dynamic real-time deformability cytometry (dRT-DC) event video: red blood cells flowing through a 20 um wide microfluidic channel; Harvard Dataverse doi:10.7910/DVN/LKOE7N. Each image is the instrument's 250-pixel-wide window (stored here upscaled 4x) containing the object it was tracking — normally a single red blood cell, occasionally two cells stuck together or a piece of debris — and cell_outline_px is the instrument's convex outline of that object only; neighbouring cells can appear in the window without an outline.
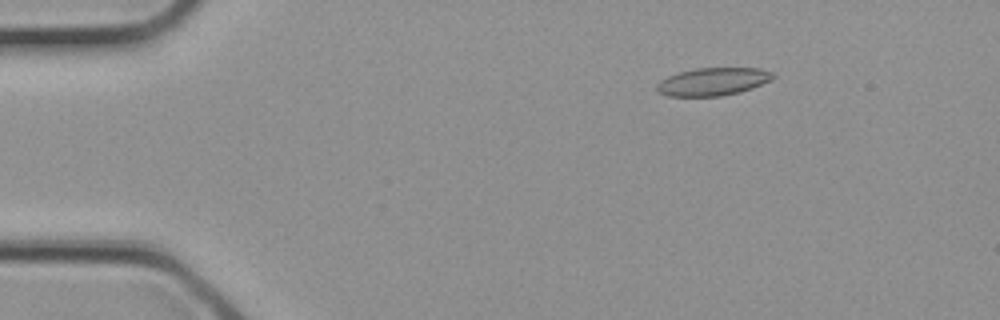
{"species": "common noctule bat (a hibernating species)", "species_latin": "Nyctalus noctula", "temperature_condition": "cold", "stored_images_in_passage": 31, "camera_frame_rate_fps": 3000, "um_per_image_px": 0.085, "animal": {"sex": "female", "body_mass_g": 21.9}, "frame": {"image": 1, "passage_image": 5, "time_ms": 1.333, "image_size_px": [1000, 320], "cell_outline_px": [[776, 76], [772, 80], [752, 88], [740, 92], [720, 96], [668, 96], [660, 92], [656, 88], [656, 84], [660, 80], [668, 76], [680, 72], [696, 68], [760, 68], [776, 72]], "centroid_in_image_um": [60.65, 6.93], "position_along_channel_um": 24.3, "area_um2": 18.96}}
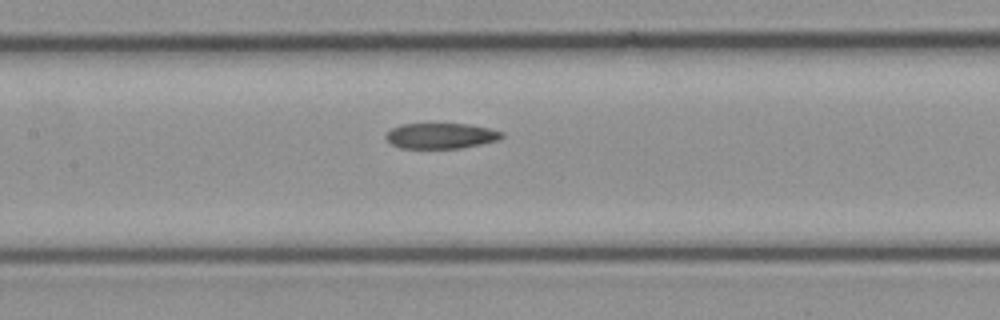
{"frame": {"image": 2, "passage_image": 15, "time_ms": 4.667, "image_size_px": [1000, 320], "cell_outline_px": [[504, 136], [500, 140], [460, 148], [400, 148], [392, 144], [384, 136], [392, 128], [400, 124], [468, 124], [488, 128], [504, 132]], "centroid_in_image_um": [37.49, 11.54], "position_along_channel_um": 169.9, "area_um2": 17.22}}
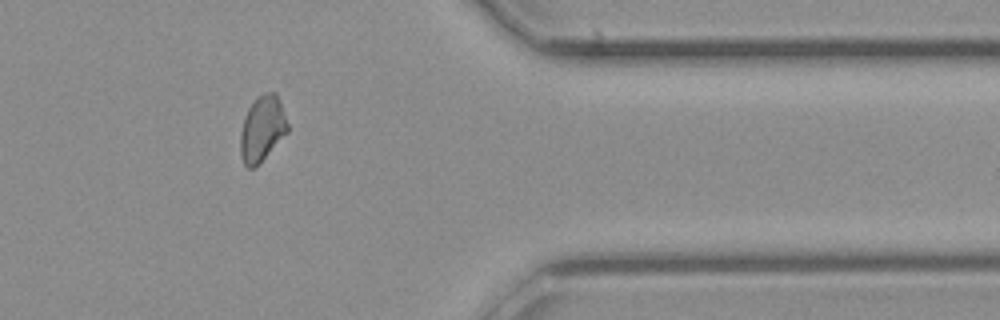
{"frame": {"image": 3, "passage_image": 26, "time_ms": 8.333, "image_size_px": [1000, 320], "cell_outline_px": [[288, 132], [260, 164], [252, 168], [248, 168], [244, 164], [240, 152], [240, 132], [244, 116], [248, 108], [256, 96], [264, 92], [276, 92], [288, 124]], "centroid_in_image_um": [22.27, 10.94], "position_along_channel_um": 389.1, "area_um2": 18.26}}